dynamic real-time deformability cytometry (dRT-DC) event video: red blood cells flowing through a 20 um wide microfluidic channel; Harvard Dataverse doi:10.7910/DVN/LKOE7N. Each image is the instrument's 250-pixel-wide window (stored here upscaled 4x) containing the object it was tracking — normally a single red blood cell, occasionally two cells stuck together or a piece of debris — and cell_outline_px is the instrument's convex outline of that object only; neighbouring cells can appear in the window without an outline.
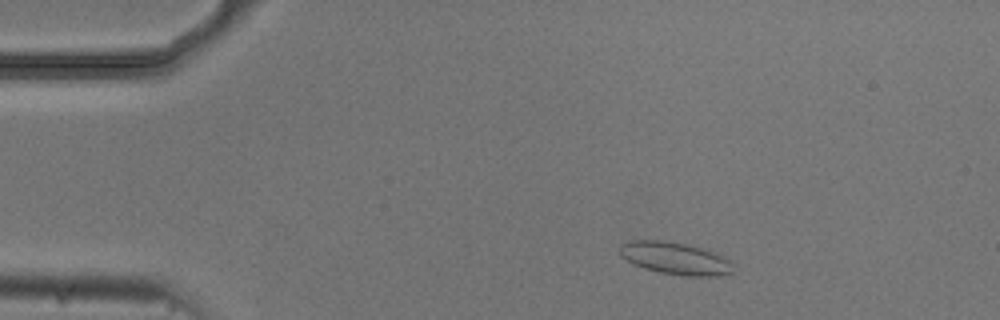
{"species": "common noctule bat (a hibernating species)", "species_latin": "Nyctalus noctula", "temperature_condition": "cold", "stored_images_in_passage": 52, "camera_frame_rate_fps": 3000, "um_per_image_px": 0.085, "animal": {"sex": "male", "body_mass_g": 20.5, "forearm_length_mm": 52.5}, "frame": {"image": 1, "passage_image": 7, "time_ms": 2.0, "image_size_px": [1000, 320], "cell_outline_px": [[732, 272], [716, 276], [688, 276], [660, 272], [644, 268], [620, 256], [620, 244], [628, 240], [664, 240], [684, 244], [700, 248], [720, 256], [728, 260]], "centroid_in_image_um": [57.3, 21.95], "position_along_channel_um": 27.7, "area_um2": 20.75}}
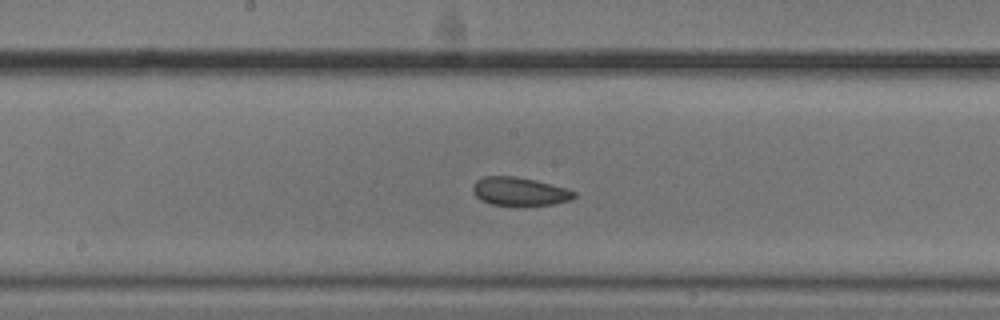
{"frame": {"image": 2, "passage_image": 26, "time_ms": 8.333, "image_size_px": [1000, 320], "cell_outline_px": [[576, 196], [568, 200], [552, 204], [520, 208], [516, 208], [492, 204], [480, 200], [472, 192], [472, 184], [476, 180], [484, 176], [516, 176], [536, 180], [568, 188], [576, 192]], "centroid_in_image_um": [44.14, 16.3], "position_along_channel_um": 204.1, "area_um2": 17.51}}
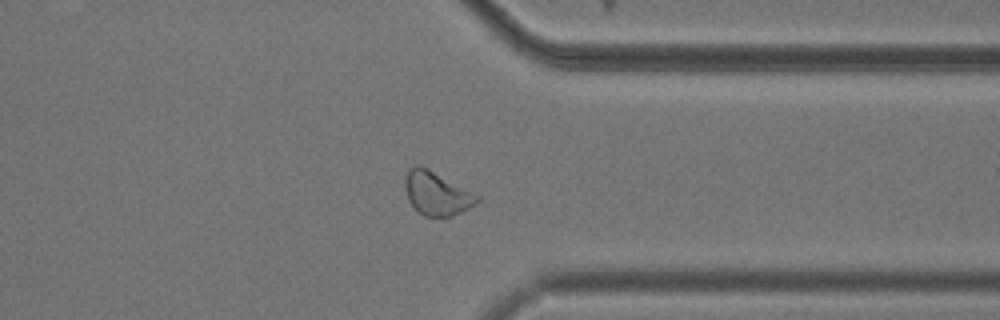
{"frame": {"image": 3, "passage_image": 40, "time_ms": 13.0, "image_size_px": [1000, 320], "cell_outline_px": [[480, 200], [476, 204], [452, 216], [424, 216], [408, 200], [404, 188], [404, 180], [408, 168], [416, 164], [420, 164], [480, 196]], "centroid_in_image_um": [37.09, 16.41], "position_along_channel_um": 374.3, "area_um2": 18.21}, "authors_computed_cell_mechanics": {"area_um2": 18.3515, "velocity_mm_per_s": 3.7194, "shape_relaxation_time_tau1_ms": null, "shape_relaxation_time_tau2_ms": 2.9692, "deformation_change_tau1": null, "deformation_change_tau2": 0.0827}}